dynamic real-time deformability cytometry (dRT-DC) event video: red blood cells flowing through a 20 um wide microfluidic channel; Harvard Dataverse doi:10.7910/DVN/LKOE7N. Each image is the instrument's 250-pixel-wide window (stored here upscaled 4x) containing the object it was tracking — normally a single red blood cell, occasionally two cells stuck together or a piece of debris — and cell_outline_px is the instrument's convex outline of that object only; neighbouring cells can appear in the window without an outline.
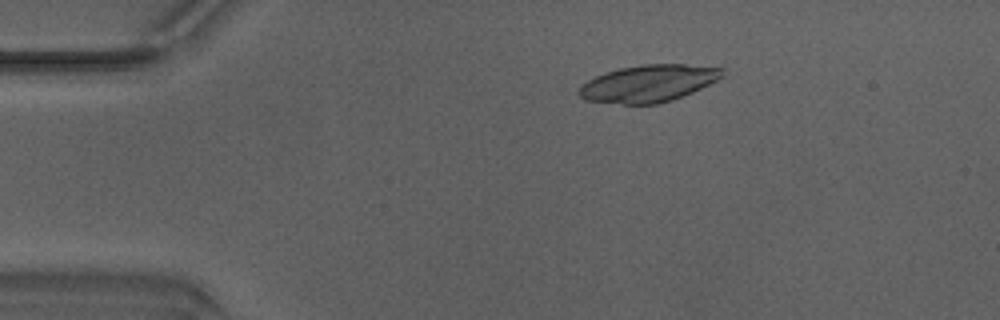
{"species": "Egyptian fruit bat (a non-hibernating species)", "species_latin": "Rousettus aegyptiacus", "temperature_condition": "warm", "stored_images_in_passage": 42, "camera_frame_rate_fps": 3000, "um_per_image_px": 0.085, "animal": {"sex": "male"}, "frame": {"image": 1, "passage_image": 5, "time_ms": 1.333, "image_size_px": [1000, 320], "cell_outline_px": [[724, 76], [692, 92], [672, 100], [656, 104], [624, 104], [584, 100], [576, 92], [588, 80], [604, 72], [620, 68], [640, 64], [684, 64], [724, 68]], "centroid_in_image_um": [55.11, 7.08], "position_along_channel_um": 29.9, "area_um2": 30.87}}
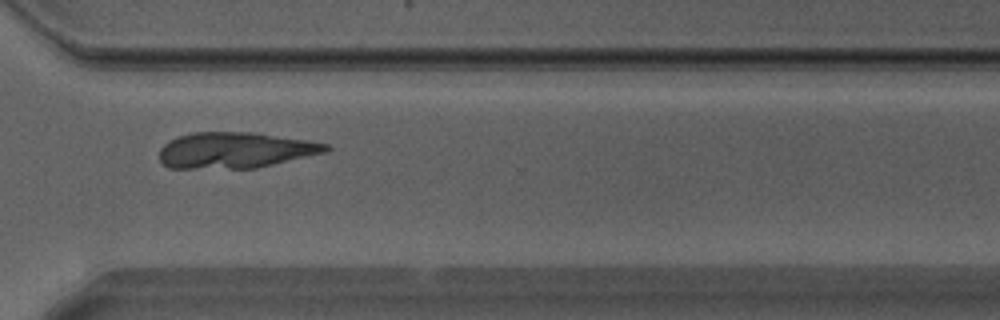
{"frame": {"image": 2, "passage_image": 32, "time_ms": 10.333, "image_size_px": [1000, 320], "cell_outline_px": [[332, 148], [328, 152], [256, 168], [168, 168], [160, 160], [160, 148], [168, 140], [192, 132], [252, 132], [308, 140], [328, 144]], "centroid_in_image_um": [20.01, 12.76], "position_along_channel_um": 350.6, "area_um2": 34.97}}
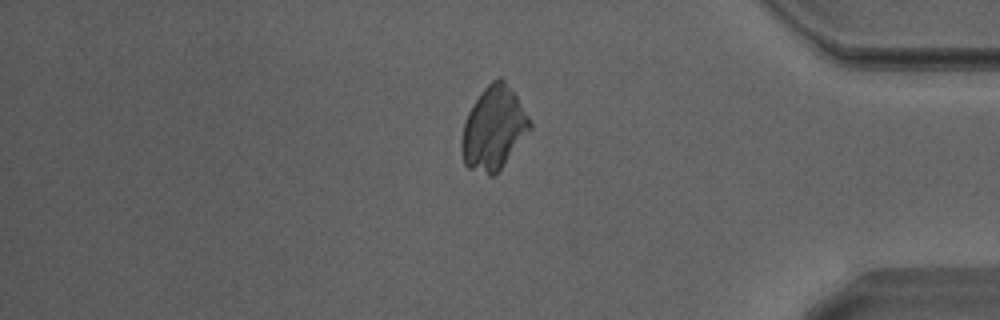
{"frame": {"image": 3, "passage_image": 37, "time_ms": 12.0, "image_size_px": [1000, 320], "cell_outline_px": [[532, 128], [500, 168], [492, 176], [488, 176], [468, 168], [464, 164], [460, 152], [460, 140], [464, 124], [468, 112], [472, 104], [484, 88], [496, 76], [500, 76], [504, 80], [516, 96], [528, 116], [532, 124]], "centroid_in_image_um": [41.92, 10.91], "position_along_channel_um": 393.3, "area_um2": 32.95}}